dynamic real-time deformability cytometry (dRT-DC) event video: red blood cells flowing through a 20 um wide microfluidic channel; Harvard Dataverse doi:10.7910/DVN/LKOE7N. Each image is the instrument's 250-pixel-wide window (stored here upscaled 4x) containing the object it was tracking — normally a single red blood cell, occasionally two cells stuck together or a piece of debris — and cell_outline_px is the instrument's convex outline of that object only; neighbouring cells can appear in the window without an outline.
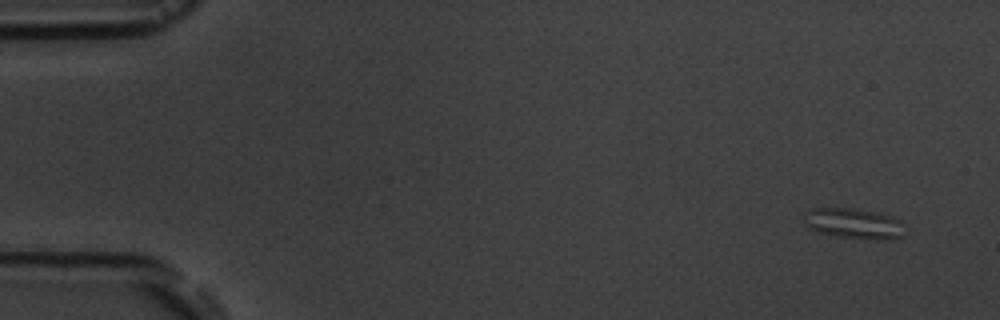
{"species": "common noctule bat (a hibernating species)", "species_latin": "Nyctalus noctula", "temperature_condition": "room temperature", "stored_images_in_passage": 5, "camera_frame_rate_fps": 3000, "um_per_image_px": 0.085, "animal": {"sex": "male", "body_mass_g": 19.5, "forearm_length_mm": 54.6}, "frame": {"image": 1, "passage_image": 1, "time_ms": 0.0, "image_size_px": [1000, 320], "cell_outline_px": [[904, 236], [840, 236], [820, 232], [812, 228], [808, 224], [804, 212], [812, 208], [852, 208], [880, 212], [892, 216], [900, 220]], "centroid_in_image_um": [72.53, 18.91], "position_along_channel_um": 12.5, "area_um2": 16.59}}